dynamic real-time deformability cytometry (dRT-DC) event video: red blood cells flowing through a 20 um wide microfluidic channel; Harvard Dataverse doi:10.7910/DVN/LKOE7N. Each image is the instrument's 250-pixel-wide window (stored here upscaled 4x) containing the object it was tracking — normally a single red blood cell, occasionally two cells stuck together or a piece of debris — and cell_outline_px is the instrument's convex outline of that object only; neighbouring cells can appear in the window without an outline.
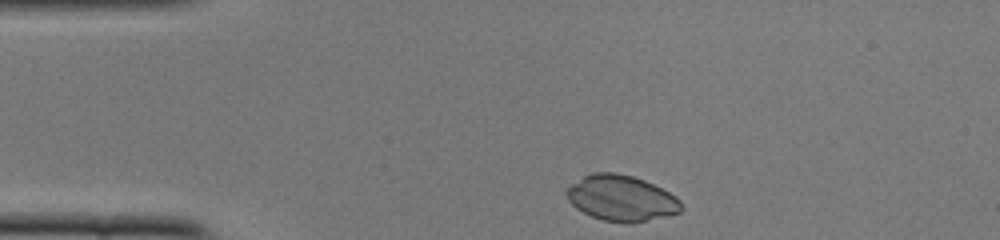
{"species": "common noctule bat (a hibernating species)", "species_latin": "Nyctalus noctula", "temperature_condition": "cold", "stored_images_in_passage": 35, "camera_frame_rate_fps": 3000, "um_per_image_px": 0.085, "animal": {"sex": "female", "body_mass_g": 22.0, "forearm_length_mm": 56.7}, "frame": {"image": 1, "passage_image": 1, "time_ms": 0.0, "image_size_px": [1000, 240], "cell_outline_px": [[684, 208], [680, 212], [668, 216], [632, 224], [628, 224], [604, 220], [592, 216], [576, 208], [568, 200], [564, 192], [572, 184], [584, 176], [592, 172], [616, 172], [632, 176], [644, 180], [676, 196], [680, 200]], "centroid_in_image_um": [52.83, 16.86], "position_along_channel_um": 32.2, "area_um2": 30.69}}
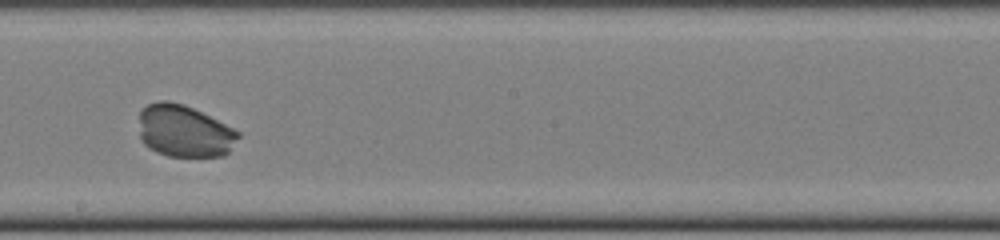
{"frame": {"image": 2, "passage_image": 20, "time_ms": 6.333, "image_size_px": [1000, 240], "cell_outline_px": [[240, 136], [228, 152], [224, 156], [168, 156], [156, 152], [148, 148], [140, 140], [140, 112], [148, 104], [160, 100], [168, 100], [184, 104], [240, 132]], "centroid_in_image_um": [15.64, 11.15], "position_along_channel_um": 232.6, "area_um2": 30.0}}
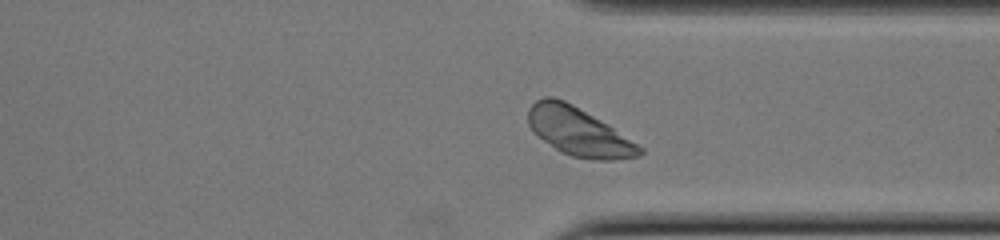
{"frame": {"image": 3, "passage_image": 30, "time_ms": 9.667, "image_size_px": [1000, 240], "cell_outline_px": [[644, 152], [640, 156], [616, 160], [592, 160], [572, 156], [560, 152], [532, 132], [528, 124], [528, 108], [536, 100], [544, 96], [552, 96], [564, 100], [572, 104], [612, 128], [644, 148]], "centroid_in_image_um": [49.15, 11.21], "position_along_channel_um": 362.3, "area_um2": 31.15}}